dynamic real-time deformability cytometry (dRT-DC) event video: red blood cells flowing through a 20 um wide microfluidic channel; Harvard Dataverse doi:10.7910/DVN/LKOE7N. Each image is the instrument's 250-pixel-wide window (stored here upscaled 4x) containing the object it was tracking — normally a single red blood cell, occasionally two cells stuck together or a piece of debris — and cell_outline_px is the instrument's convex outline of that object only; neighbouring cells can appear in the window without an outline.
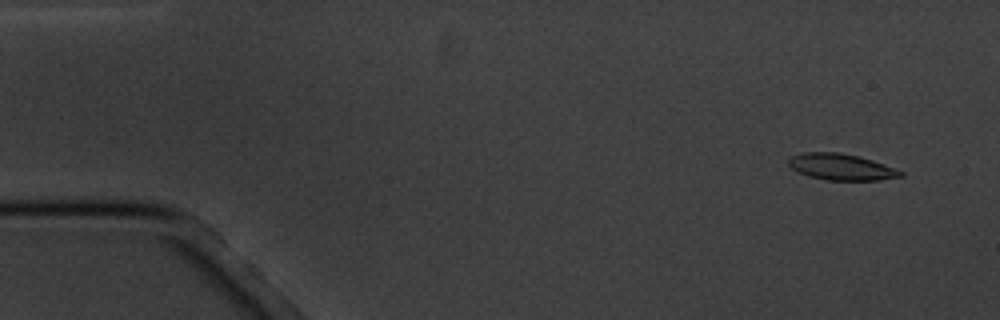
{"species": "common noctule bat (a hibernating species)", "species_latin": "Nyctalus noctula", "temperature_condition": "cold", "stored_images_in_passage": 16, "camera_frame_rate_fps": 3000, "um_per_image_px": 0.085, "animal": {"sex": "male", "body_mass_g": 20.1, "forearm_length_mm": 53.5}, "frame": {"image": 1, "passage_image": 1, "time_ms": 0.0, "image_size_px": [1000, 320], "cell_outline_px": [[904, 176], [880, 180], [828, 180], [808, 176], [792, 168], [788, 164], [788, 156], [800, 152], [840, 152], [872, 160], [904, 172]], "centroid_in_image_um": [71.46, 14.18], "position_along_channel_um": 13.5, "area_um2": 17.17}}
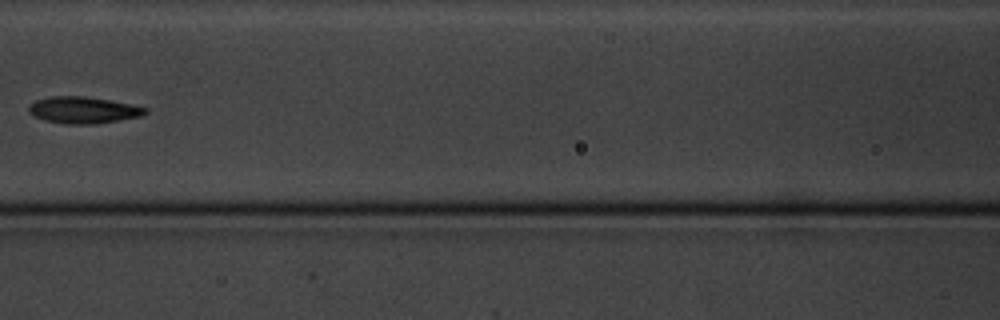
{"frame": {"image": 2, "passage_image": 7, "time_ms": 7.333, "image_size_px": [1000, 320], "cell_outline_px": [[148, 112], [140, 116], [120, 120], [92, 124], [64, 124], [44, 120], [32, 116], [28, 112], [28, 104], [36, 100], [52, 96], [84, 96], [132, 104], [148, 108]], "centroid_in_image_um": [7.04, 9.36], "position_along_channel_um": 159.6, "area_um2": 18.21}}
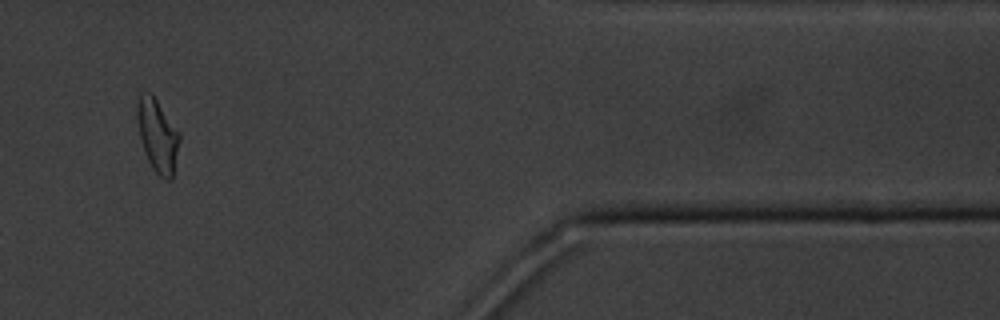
{"frame": {"image": 3, "passage_image": 14, "time_ms": 15.333, "image_size_px": [1000, 320], "cell_outline_px": [[180, 140], [172, 180], [164, 180], [152, 168], [144, 152], [136, 120], [136, 104], [140, 92], [148, 92], [156, 100], [180, 132]], "centroid_in_image_um": [13.38, 11.53], "position_along_channel_um": 398.0, "area_um2": 18.03}, "authors_computed_cell_mechanics": {"area_um2": 17.7735, "velocity_mm_per_s": 3.4292, "shape_relaxation_time_tau1_ms": 2.4993, "shape_relaxation_time_tau2_ms": 3.3397, "deformation_change_tau1": 0.1028, "deformation_change_tau2": 0.0907}}